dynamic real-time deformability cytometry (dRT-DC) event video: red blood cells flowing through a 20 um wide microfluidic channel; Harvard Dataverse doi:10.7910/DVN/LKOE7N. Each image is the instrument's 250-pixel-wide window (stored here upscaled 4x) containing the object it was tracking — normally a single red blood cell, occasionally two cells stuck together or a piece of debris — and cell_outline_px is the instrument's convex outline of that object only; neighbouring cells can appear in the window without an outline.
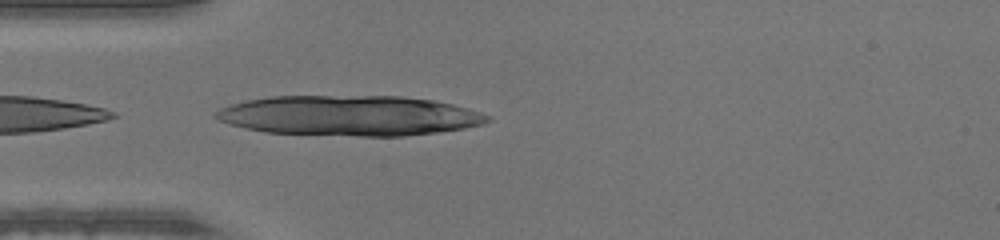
{"species": "human", "species_latin": "Homo sapiens", "temperature_condition": "warm", "stored_images_in_passage": 35, "camera_frame_rate_fps": 3000, "um_per_image_px": 0.085, "donor": {"sex": "male"}, "frame": {"image": 1, "passage_image": 1, "time_ms": 0.0, "image_size_px": [1000, 240], "cell_outline_px": [[492, 120], [484, 124], [464, 128], [440, 132], [404, 136], [360, 136], [264, 132], [244, 128], [228, 124], [212, 116], [212, 112], [220, 108], [244, 100], [272, 96], [400, 96], [432, 100], [452, 104], [468, 108], [492, 116]], "centroid_in_image_um": [29.7, 9.83], "position_along_channel_um": 55.3, "area_um2": 63.98}}